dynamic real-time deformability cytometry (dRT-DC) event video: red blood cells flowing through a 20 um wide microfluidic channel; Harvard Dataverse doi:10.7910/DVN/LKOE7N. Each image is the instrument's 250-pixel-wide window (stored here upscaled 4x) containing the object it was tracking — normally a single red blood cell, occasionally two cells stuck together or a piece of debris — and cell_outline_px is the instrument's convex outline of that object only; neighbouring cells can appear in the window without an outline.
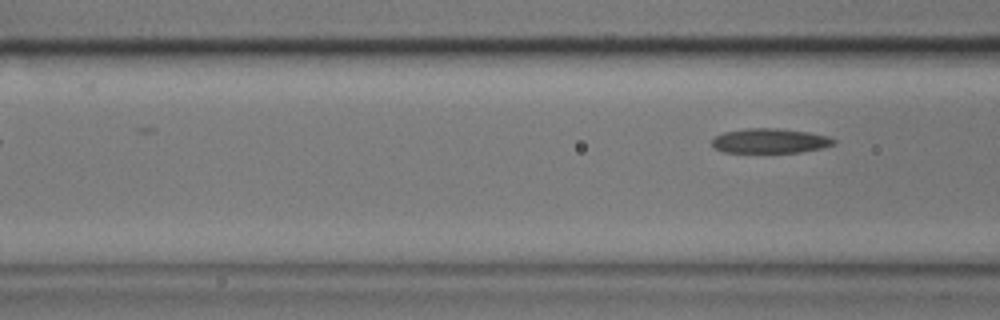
{"species": "common noctule bat (a hibernating species)", "species_latin": "Nyctalus noctula", "temperature_condition": "cold", "stored_images_in_passage": 6, "camera_frame_rate_fps": 3000, "um_per_image_px": 0.085, "animal": {"sex": "male", "body_mass_g": 17.9}, "frame": {"image": 1, "passage_image": 6, "time_ms": 1.667, "image_size_px": [1000, 320], "cell_outline_px": [[836, 144], [824, 148], [800, 152], [724, 152], [716, 148], [712, 144], [712, 140], [716, 136], [724, 132], [748, 128], [776, 128], [808, 132], [828, 136], [836, 140]], "centroid_in_image_um": [65.5, 11.97], "position_along_channel_um": 101.1, "area_um2": 17.46}}